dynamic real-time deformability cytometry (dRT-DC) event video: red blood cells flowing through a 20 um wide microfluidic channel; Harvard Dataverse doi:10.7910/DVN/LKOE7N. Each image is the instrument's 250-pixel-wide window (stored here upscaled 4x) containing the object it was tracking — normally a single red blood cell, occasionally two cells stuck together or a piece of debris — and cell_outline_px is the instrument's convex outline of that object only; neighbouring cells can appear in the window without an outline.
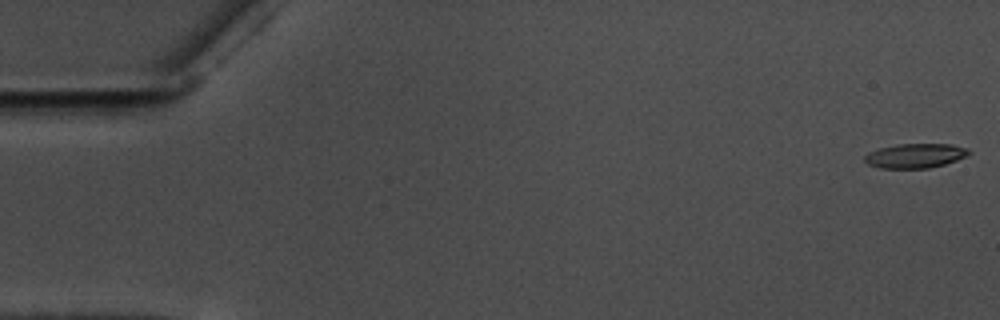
{"species": "common noctule bat (a hibernating species)", "species_latin": "Nyctalus noctula", "temperature_condition": "warm", "stored_images_in_passage": 57, "camera_frame_rate_fps": 3000, "um_per_image_px": 0.085, "animal": {"sex": "male", "body_mass_g": 17.5, "forearm_length_mm": 52.3}, "frame": {"image": 1, "passage_image": 1, "time_ms": 0.0, "image_size_px": [1000, 320], "cell_outline_px": [[972, 152], [968, 156], [944, 164], [928, 168], [880, 168], [868, 164], [864, 160], [864, 156], [868, 152], [880, 148], [896, 144], [952, 144], [968, 148]], "centroid_in_image_um": [77.81, 13.23], "position_along_channel_um": 7.2, "area_um2": 14.91}}
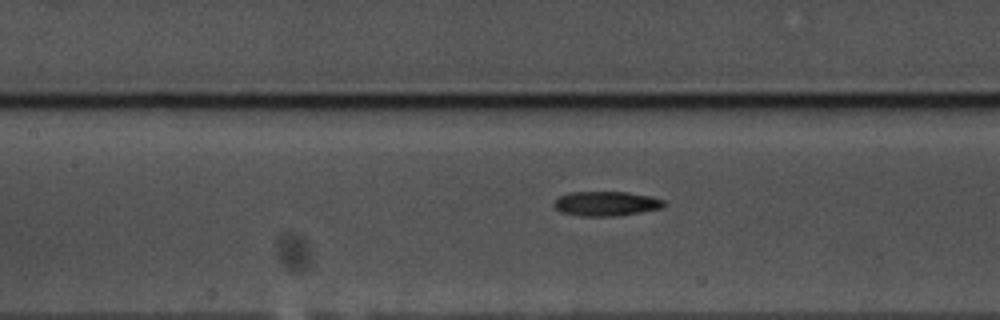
{"frame": {"image": 2, "passage_image": 26, "time_ms": 8.333, "image_size_px": [1000, 320], "cell_outline_px": [[668, 204], [660, 208], [640, 212], [612, 216], [580, 216], [560, 212], [552, 204], [560, 196], [568, 192], [628, 192], [648, 196], [664, 200]], "centroid_in_image_um": [51.5, 17.3], "position_along_channel_um": 155.9, "area_um2": 15.66}}
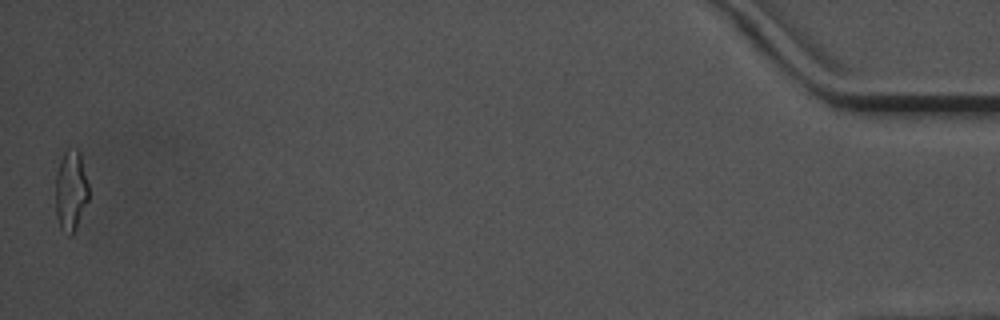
{"frame": {"image": 3, "passage_image": 57, "time_ms": 18.667, "image_size_px": [1000, 320], "cell_outline_px": [[88, 200], [76, 228], [72, 236], [68, 236], [60, 228], [56, 216], [56, 172], [60, 160], [64, 152], [76, 148], [80, 152], [88, 184]], "centroid_in_image_um": [6.02, 16.24], "position_along_channel_um": 429.2, "area_um2": 15.55}, "authors_computed_cell_mechanics": {"area_um2": 15.5482, "velocity_mm_per_s": 3.5726, "shape_relaxation_time_tau1_ms": 8.3484, "shape_relaxation_time_tau2_ms": 3.0416, "deformation_change_tau1": 0.2251, "deformation_change_tau2": 0.1184}}